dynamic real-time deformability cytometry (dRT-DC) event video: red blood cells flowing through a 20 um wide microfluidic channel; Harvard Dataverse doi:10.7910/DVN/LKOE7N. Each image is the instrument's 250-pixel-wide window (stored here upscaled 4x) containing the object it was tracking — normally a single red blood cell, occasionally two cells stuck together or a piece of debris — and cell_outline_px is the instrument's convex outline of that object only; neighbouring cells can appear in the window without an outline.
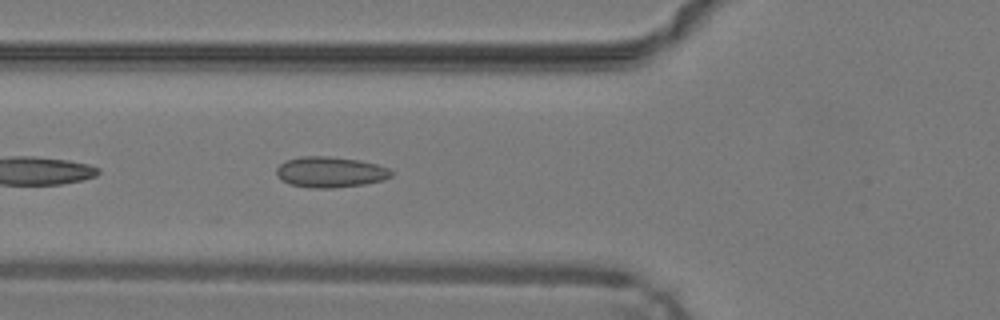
{"species": "common noctule bat (a hibernating species)", "species_latin": "Nyctalus noctula", "temperature_condition": "warm", "stored_images_in_passage": 40, "camera_frame_rate_fps": 3000, "um_per_image_px": 0.085, "animal": {"sex": "male", "body_mass_g": 19.2, "forearm_length_mm": 51.8}, "frame": {"image": 1, "passage_image": 13, "time_ms": 4.0, "image_size_px": [1000, 320], "cell_outline_px": [[392, 176], [384, 180], [364, 184], [332, 188], [308, 188], [288, 184], [276, 176], [276, 168], [284, 160], [300, 156], [328, 156], [360, 160], [376, 164], [388, 168], [392, 172]], "centroid_in_image_um": [28.03, 14.62], "position_along_channel_um": 97.8, "area_um2": 20.81}}
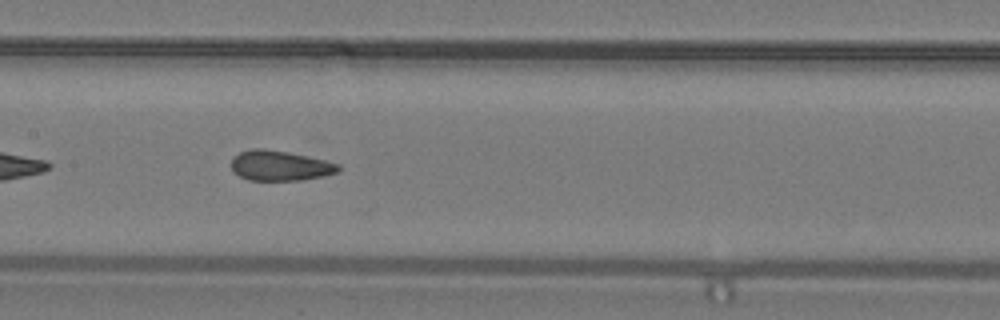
{"frame": {"image": 2, "passage_image": 19, "time_ms": 6.0, "image_size_px": [1000, 320], "cell_outline_px": [[340, 168], [336, 172], [320, 176], [300, 180], [248, 180], [232, 172], [232, 156], [240, 152], [252, 148], [264, 148], [288, 152], [324, 160], [340, 164]], "centroid_in_image_um": [23.74, 14.07], "position_along_channel_um": 183.7, "area_um2": 18.67}}
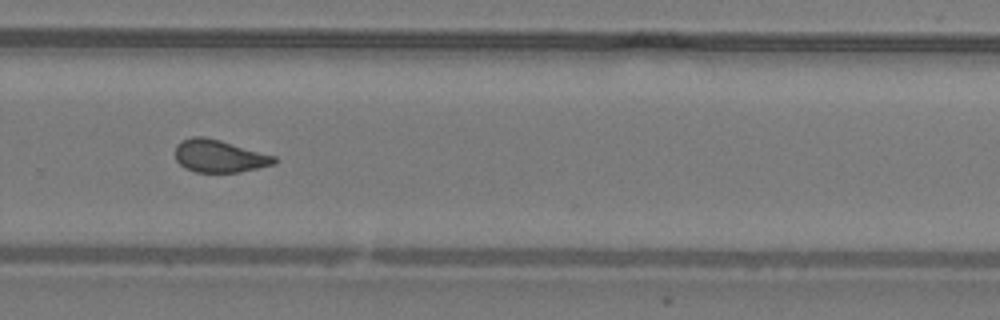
{"frame": {"image": 3, "passage_image": 28, "time_ms": 9.0, "image_size_px": [1000, 320], "cell_outline_px": [[276, 164], [240, 172], [196, 172], [184, 168], [176, 160], [176, 144], [192, 136], [204, 136], [220, 140], [276, 156]], "centroid_in_image_um": [18.64, 13.27], "position_along_channel_um": 311.2, "area_um2": 18.79}, "authors_computed_cell_mechanics": {"area_um2": 19.3919, "velocity_mm_per_s": 4.2637, "shape_relaxation_time_tau1_ms": null, "shape_relaxation_time_tau2_ms": 1.359, "deformation_change_tau1": null, "deformation_change_tau2": 0.0628}}